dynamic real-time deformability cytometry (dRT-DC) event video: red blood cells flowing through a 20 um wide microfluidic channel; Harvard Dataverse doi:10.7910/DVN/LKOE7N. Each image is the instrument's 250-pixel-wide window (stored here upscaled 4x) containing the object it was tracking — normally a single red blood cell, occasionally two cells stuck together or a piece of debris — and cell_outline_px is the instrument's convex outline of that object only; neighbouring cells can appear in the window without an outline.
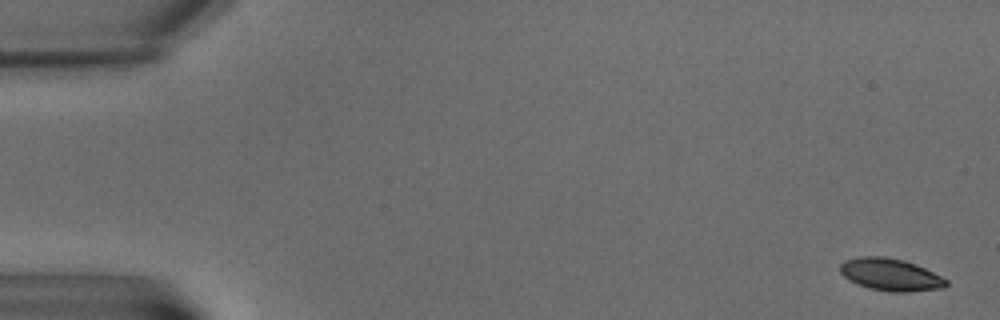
{"species": "common noctule bat (a hibernating species)", "species_latin": "Nyctalus noctula", "temperature_condition": "warm", "stored_images_in_passage": 7, "camera_frame_rate_fps": 3000, "um_per_image_px": 0.085, "animal": {"sex": "male", "body_mass_g": 15.6}, "frame": {"image": 1, "passage_image": 1, "time_ms": 0.0, "image_size_px": [1000, 320], "cell_outline_px": [[948, 284], [944, 288], [908, 292], [892, 292], [868, 288], [856, 284], [848, 280], [840, 272], [840, 264], [844, 260], [860, 256], [884, 256], [904, 260], [916, 264], [948, 280]], "centroid_in_image_um": [75.67, 23.34], "position_along_channel_um": 9.3, "area_um2": 20.11}}
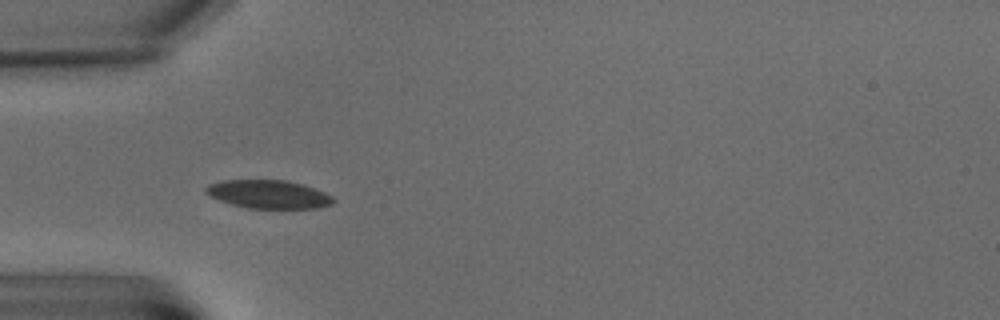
{"frame": {"image": 2, "passage_image": 6, "time_ms": 7.0, "image_size_px": [1000, 320], "cell_outline_px": [[336, 200], [332, 204], [316, 208], [248, 208], [232, 204], [220, 200], [204, 192], [204, 188], [208, 184], [220, 180], [288, 180], [304, 184], [324, 192], [332, 196]], "centroid_in_image_um": [22.83, 16.5], "position_along_channel_um": 62.2, "area_um2": 21.1}}